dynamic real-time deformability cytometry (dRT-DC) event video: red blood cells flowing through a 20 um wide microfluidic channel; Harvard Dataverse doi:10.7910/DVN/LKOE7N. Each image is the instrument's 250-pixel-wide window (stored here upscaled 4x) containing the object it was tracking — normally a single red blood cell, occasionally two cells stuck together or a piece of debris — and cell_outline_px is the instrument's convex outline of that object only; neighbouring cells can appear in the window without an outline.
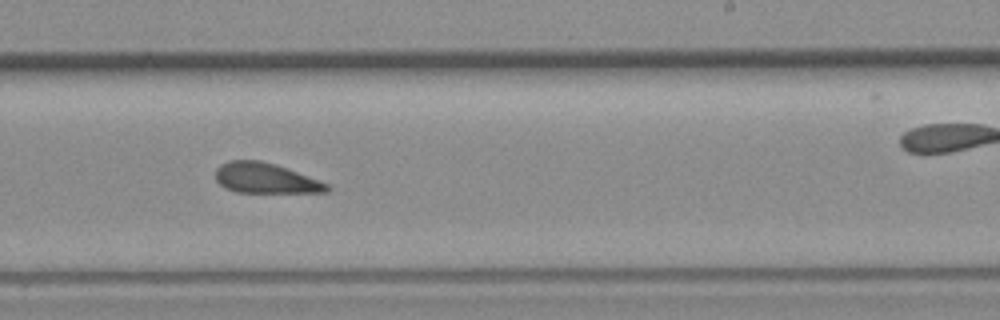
{"species": "common noctule bat (a hibernating species)", "species_latin": "Nyctalus noctula", "temperature_condition": "room temperature", "stored_images_in_passage": 19, "camera_frame_rate_fps": 3000, "um_per_image_px": 0.085, "animal": {"sex": "female", "body_mass_g": 19.3, "forearm_length_mm": 54.1}, "frame": {"image": 1, "passage_image": 13, "time_ms": 4.0, "image_size_px": [1000, 320], "cell_outline_px": [[332, 188], [328, 192], [236, 192], [224, 188], [216, 180], [216, 168], [220, 164], [228, 160], [260, 160], [276, 164], [328, 184]], "centroid_in_image_um": [22.53, 15.14], "position_along_channel_um": 266.5, "area_um2": 19.59}}